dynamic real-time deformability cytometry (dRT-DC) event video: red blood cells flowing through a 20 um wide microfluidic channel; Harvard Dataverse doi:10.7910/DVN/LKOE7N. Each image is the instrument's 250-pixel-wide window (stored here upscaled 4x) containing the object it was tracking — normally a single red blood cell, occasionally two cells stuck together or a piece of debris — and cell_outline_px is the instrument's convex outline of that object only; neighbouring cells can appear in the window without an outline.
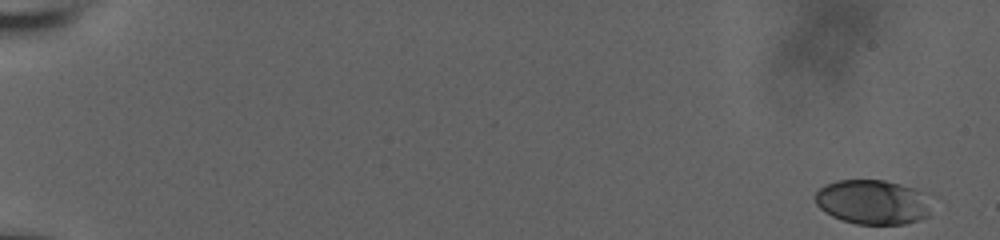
{"species": "human", "species_latin": "Homo sapiens", "temperature_condition": "room temperature", "stored_images_in_passage": 14, "camera_frame_rate_fps": 3000, "um_per_image_px": 0.085, "donor": {"sex": "male"}, "frame": {"image": 1, "passage_image": 1, "time_ms": 0.0, "image_size_px": [1000, 240], "cell_outline_px": [[928, 216], [904, 224], [856, 224], [840, 220], [824, 212], [816, 204], [816, 192], [824, 184], [836, 180], [884, 180], [900, 184], [912, 188], [920, 192], [928, 212]], "centroid_in_image_um": [74.05, 17.18], "position_along_channel_um": 10.9, "area_um2": 29.59}}
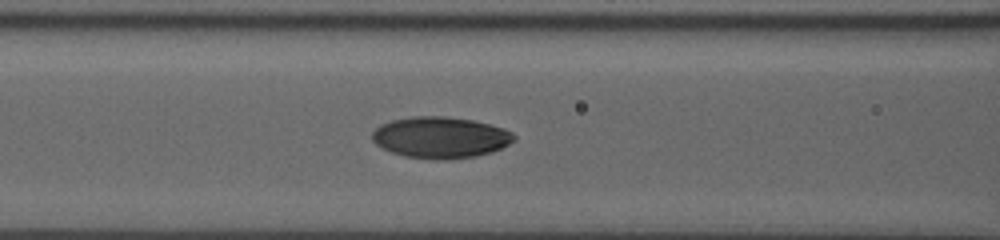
{"frame": {"image": 2, "passage_image": 12, "time_ms": 3.667, "image_size_px": [1000, 240], "cell_outline_px": [[516, 140], [492, 152], [476, 156], [440, 160], [404, 156], [380, 148], [372, 140], [372, 132], [380, 124], [392, 120], [412, 116], [444, 116], [472, 120], [504, 128], [512, 132], [516, 136]], "centroid_in_image_um": [37.42, 11.68], "position_along_channel_um": 129.2, "area_um2": 34.22}}
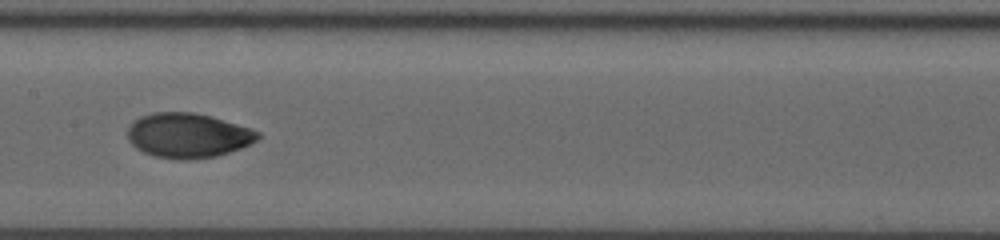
{"frame": {"image": 3, "passage_image": 14, "time_ms": 4.333, "image_size_px": [1000, 240], "cell_outline_px": [[260, 136], [256, 140], [240, 148], [216, 156], [188, 160], [180, 160], [156, 156], [144, 152], [136, 148], [128, 140], [128, 128], [140, 116], [152, 112], [192, 112], [212, 116], [260, 132]], "centroid_in_image_um": [15.95, 11.51], "position_along_channel_um": 191.4, "area_um2": 33.64}}